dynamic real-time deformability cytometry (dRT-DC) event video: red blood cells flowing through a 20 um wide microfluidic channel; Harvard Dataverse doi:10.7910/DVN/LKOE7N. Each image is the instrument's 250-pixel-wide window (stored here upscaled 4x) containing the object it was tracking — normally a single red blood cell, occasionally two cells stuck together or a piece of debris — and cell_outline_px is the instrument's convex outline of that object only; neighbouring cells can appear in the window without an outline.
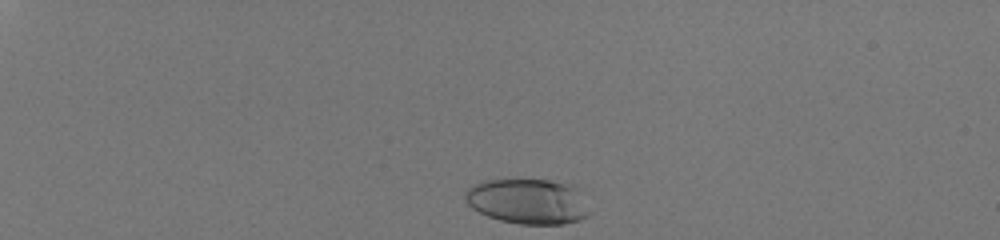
{"species": "human", "species_latin": "Homo sapiens", "temperature_condition": "room temperature", "stored_images_in_passage": 35, "camera_frame_rate_fps": 3000, "um_per_image_px": 0.085, "donor": {"sex": "male"}, "frame": {"image": 1, "passage_image": 1, "time_ms": 0.0, "image_size_px": [1000, 240], "cell_outline_px": [[592, 212], [588, 216], [580, 220], [564, 224], [520, 224], [500, 220], [488, 216], [472, 208], [468, 204], [464, 196], [464, 192], [468, 188], [484, 180], [548, 180], [564, 184], [576, 188]], "centroid_in_image_um": [44.87, 17.13], "position_along_channel_um": 40.1, "area_um2": 32.6}}
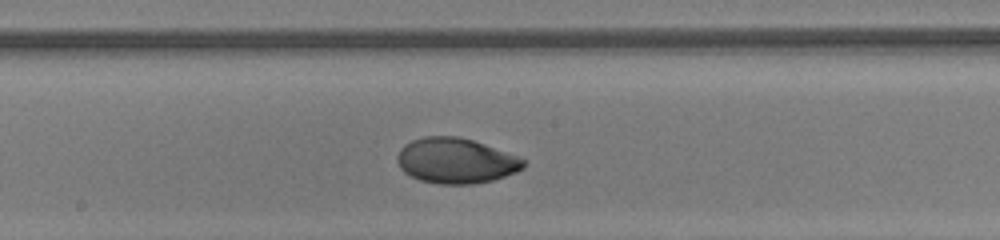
{"frame": {"image": 2, "passage_image": 21, "time_ms": 6.667, "image_size_px": [1000, 240], "cell_outline_px": [[528, 160], [524, 168], [516, 172], [492, 180], [472, 184], [440, 184], [420, 180], [404, 172], [400, 168], [396, 160], [396, 156], [400, 148], [404, 144], [412, 140], [424, 136], [456, 136], [472, 140], [484, 144]], "centroid_in_image_um": [38.73, 13.66], "position_along_channel_um": 209.5, "area_um2": 33.41}}
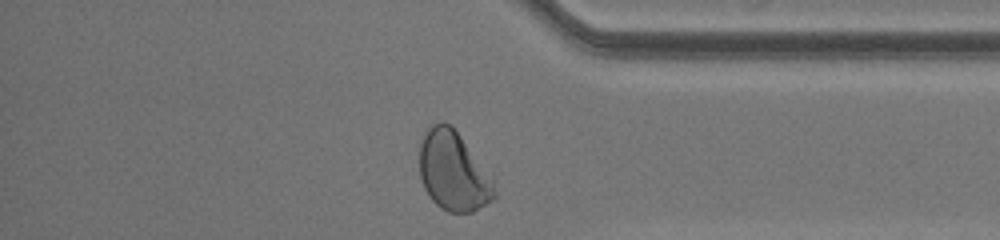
{"frame": {"image": 3, "passage_image": 35, "time_ms": 11.333, "image_size_px": [1000, 240], "cell_outline_px": [[496, 196], [492, 200], [472, 212], [448, 212], [440, 208], [432, 200], [424, 188], [420, 176], [420, 144], [428, 128], [432, 124], [444, 120], [452, 124], [492, 180], [496, 192]], "centroid_in_image_um": [38.5, 14.55], "position_along_channel_um": 396.7, "area_um2": 34.22}, "authors_computed_cell_mechanics": {"area_um2": 32.7726, "velocity_mm_per_s": 4.0826, "shape_relaxation_time_tau1_ms": 2.9978, "shape_relaxation_time_tau2_ms": 0.7809, "deformation_change_tau1": 0.176, "deformation_change_tau2": 0.0328}}